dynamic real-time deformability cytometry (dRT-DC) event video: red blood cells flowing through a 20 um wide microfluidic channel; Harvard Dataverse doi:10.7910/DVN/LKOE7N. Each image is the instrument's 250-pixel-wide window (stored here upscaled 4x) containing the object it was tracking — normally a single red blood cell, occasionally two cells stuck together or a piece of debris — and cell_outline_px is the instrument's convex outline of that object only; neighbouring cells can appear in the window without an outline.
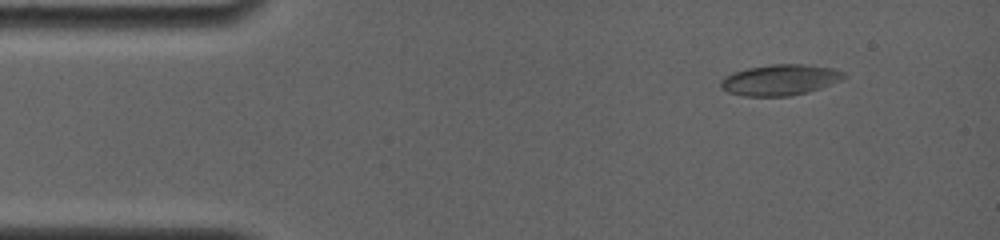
{"species": "common noctule bat (a hibernating species)", "species_latin": "Nyctalus noctula", "temperature_condition": "room temperature", "stored_images_in_passage": 10, "camera_frame_rate_fps": 4000, "um_per_image_px": 0.085, "animal": {"sex": "female", "body_mass_g": 19.0, "forearm_length_mm": 56.7}, "frame": {"image": 1, "passage_image": 2, "time_ms": 1.0, "image_size_px": [1000, 240], "cell_outline_px": [[848, 76], [840, 80], [820, 88], [808, 92], [788, 96], [744, 96], [728, 92], [720, 88], [720, 80], [724, 76], [732, 72], [748, 68], [772, 64], [804, 64], [832, 68], [844, 72]], "centroid_in_image_um": [66.27, 6.79], "position_along_channel_um": 18.7, "area_um2": 22.2}}
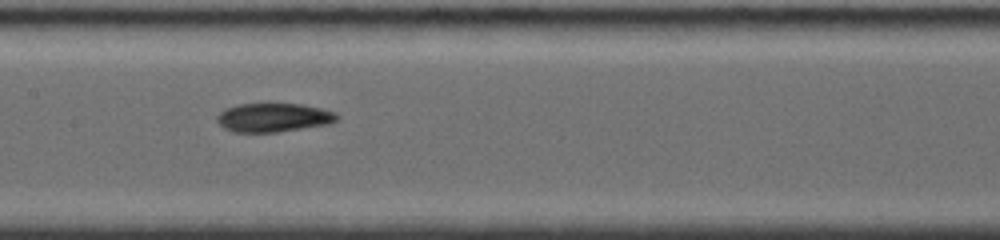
{"frame": {"image": 2, "passage_image": 9, "time_ms": 7.25, "image_size_px": [1000, 240], "cell_outline_px": [[340, 116], [332, 124], [276, 132], [232, 132], [224, 128], [216, 120], [216, 116], [224, 108], [236, 104], [268, 100], [300, 104], [320, 108], [336, 112]], "centroid_in_image_um": [23.23, 9.94], "position_along_channel_um": 184.2, "area_um2": 21.21}}
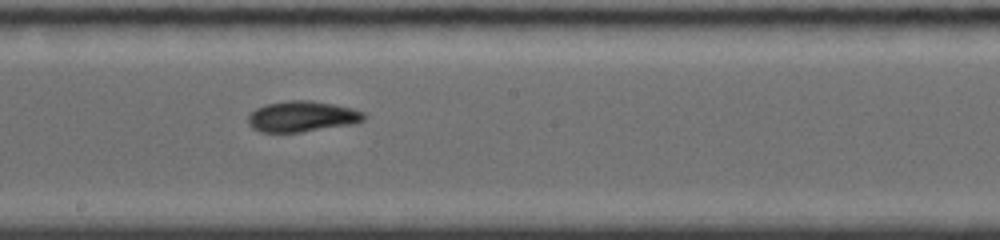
{"frame": {"image": 3, "passage_image": 10, "time_ms": 8.25, "image_size_px": [1000, 240], "cell_outline_px": [[364, 120], [356, 124], [300, 132], [260, 132], [252, 128], [248, 124], [248, 116], [256, 108], [264, 104], [288, 100], [312, 100], [352, 108], [364, 112]], "centroid_in_image_um": [25.67, 9.9], "position_along_channel_um": 222.5, "area_um2": 20.92}}